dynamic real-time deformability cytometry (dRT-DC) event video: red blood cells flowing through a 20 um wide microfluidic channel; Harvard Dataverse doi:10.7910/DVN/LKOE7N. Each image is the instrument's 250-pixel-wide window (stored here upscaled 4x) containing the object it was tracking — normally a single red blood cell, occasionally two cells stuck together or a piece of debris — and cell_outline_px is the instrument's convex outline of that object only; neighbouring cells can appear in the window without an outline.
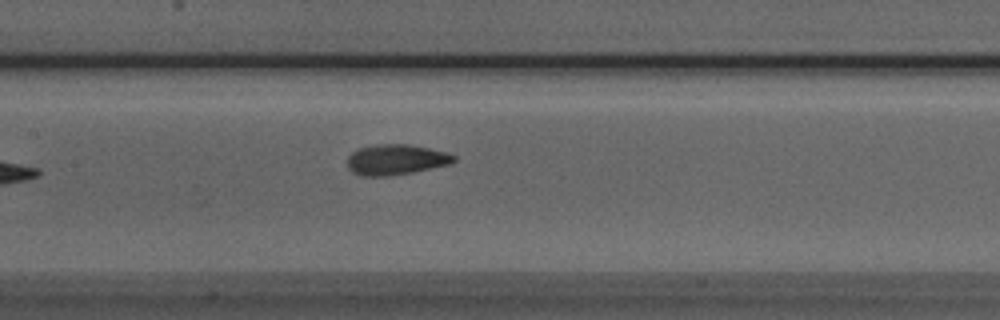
{"species": "Egyptian fruit bat (a non-hibernating species)", "species_latin": "Rousettus aegyptiacus", "temperature_condition": "room temperature", "stored_images_in_passage": 6, "camera_frame_rate_fps": 3000, "um_per_image_px": 0.085, "animal": {"sex": "male"}, "frame": {"image": 1, "passage_image": 6, "time_ms": 6.667, "image_size_px": [1000, 320], "cell_outline_px": [[456, 160], [452, 164], [412, 172], [388, 176], [360, 176], [352, 172], [348, 168], [348, 156], [352, 152], [360, 148], [376, 144], [408, 144], [448, 152], [456, 156]], "centroid_in_image_um": [33.67, 13.57], "position_along_channel_um": 173.7, "area_um2": 19.02}}